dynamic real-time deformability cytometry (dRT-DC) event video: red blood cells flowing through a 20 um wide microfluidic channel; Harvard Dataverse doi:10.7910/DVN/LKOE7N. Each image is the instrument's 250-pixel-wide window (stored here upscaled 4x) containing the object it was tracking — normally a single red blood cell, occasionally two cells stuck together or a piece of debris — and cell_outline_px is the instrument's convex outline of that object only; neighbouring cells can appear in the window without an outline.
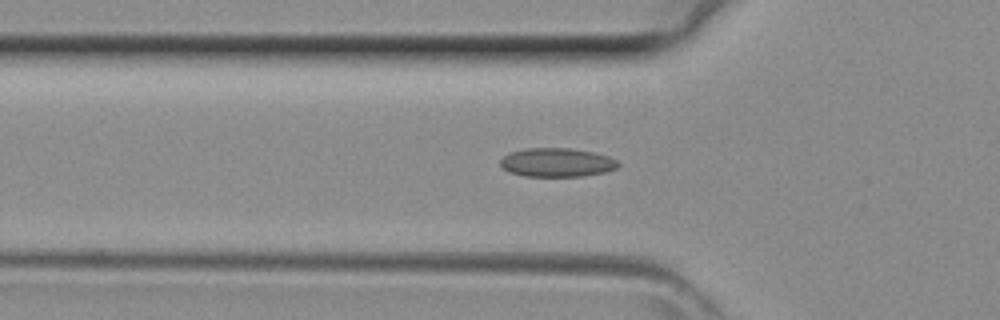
{"species": "common noctule bat (a hibernating species)", "species_latin": "Nyctalus noctula", "temperature_condition": "room temperature", "stored_images_in_passage": 42, "camera_frame_rate_fps": 3000, "um_per_image_px": 0.085, "animal": {"sex": "female", "body_mass_g": 29.2, "forearm_length_mm": 56.3}, "frame": {"image": 1, "passage_image": 14, "time_ms": 4.333, "image_size_px": [1000, 320], "cell_outline_px": [[620, 164], [616, 168], [604, 172], [584, 176], [524, 176], [508, 172], [500, 164], [500, 160], [508, 152], [528, 148], [572, 148], [592, 152], [608, 156], [616, 160]], "centroid_in_image_um": [47.31, 13.8], "position_along_channel_um": 78.5, "area_um2": 19.77}}
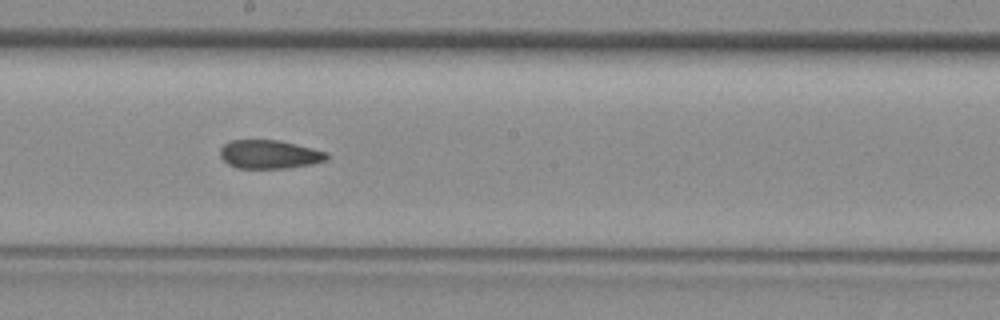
{"frame": {"image": 2, "passage_image": 23, "time_ms": 7.333, "image_size_px": [1000, 320], "cell_outline_px": [[328, 160], [312, 164], [288, 168], [236, 168], [228, 164], [220, 156], [220, 148], [224, 144], [232, 140], [276, 140], [328, 152]], "centroid_in_image_um": [22.89, 13.13], "position_along_channel_um": 225.3, "area_um2": 17.69}}
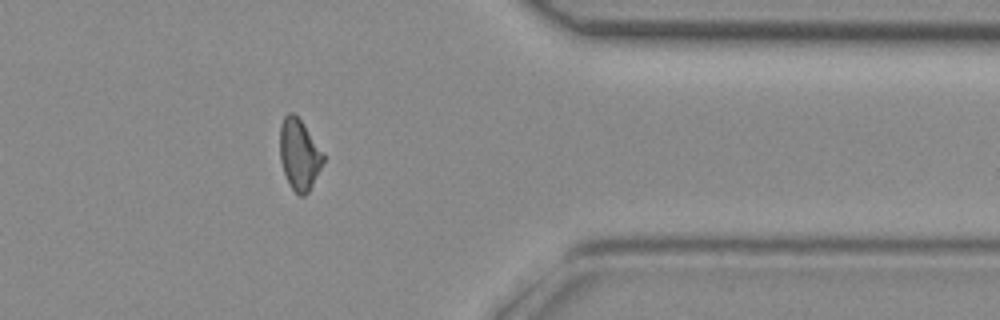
{"frame": {"image": 3, "passage_image": 34, "time_ms": 11.0, "image_size_px": [1000, 320], "cell_outline_px": [[324, 160], [308, 192], [304, 196], [300, 196], [292, 188], [284, 172], [280, 160], [280, 124], [284, 116], [288, 112], [292, 112], [300, 120], [324, 152]], "centroid_in_image_um": [25.42, 13.1], "position_along_channel_um": 386.0, "area_um2": 17.63}}